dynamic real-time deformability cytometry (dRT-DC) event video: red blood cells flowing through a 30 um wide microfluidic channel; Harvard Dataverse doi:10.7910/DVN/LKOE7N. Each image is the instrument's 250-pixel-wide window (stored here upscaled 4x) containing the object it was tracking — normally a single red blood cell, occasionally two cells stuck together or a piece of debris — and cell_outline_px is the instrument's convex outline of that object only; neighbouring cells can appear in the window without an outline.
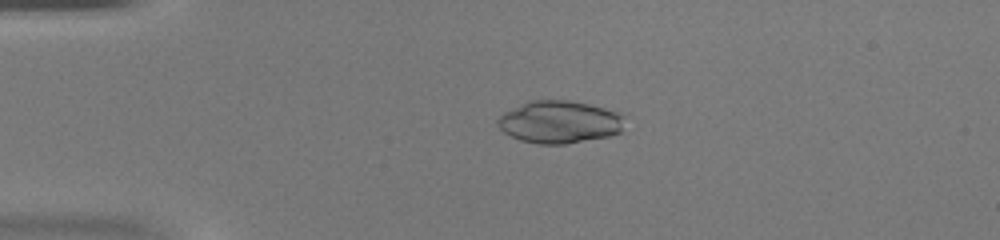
{"species": "common noctule bat (a hibernating species)", "species_latin": "Nyctalus noctula", "temperature_condition": "warm", "stored_images_in_passage": 48, "camera_frame_rate_fps": 3000, "um_per_image_px": 0.085, "animal": {"sex": "female", "body_mass_g": 20.0, "forearm_length_mm": 54.0}, "frame": {"image": 1, "passage_image": 12, "time_ms": 3.667, "image_size_px": [1000, 240], "cell_outline_px": [[624, 116], [620, 132], [608, 136], [564, 144], [536, 144], [520, 140], [504, 132], [496, 124], [496, 120], [504, 112], [528, 100], [568, 100], [588, 104], [620, 112]], "centroid_in_image_um": [47.52, 10.36], "position_along_channel_um": 37.5, "area_um2": 31.39}}